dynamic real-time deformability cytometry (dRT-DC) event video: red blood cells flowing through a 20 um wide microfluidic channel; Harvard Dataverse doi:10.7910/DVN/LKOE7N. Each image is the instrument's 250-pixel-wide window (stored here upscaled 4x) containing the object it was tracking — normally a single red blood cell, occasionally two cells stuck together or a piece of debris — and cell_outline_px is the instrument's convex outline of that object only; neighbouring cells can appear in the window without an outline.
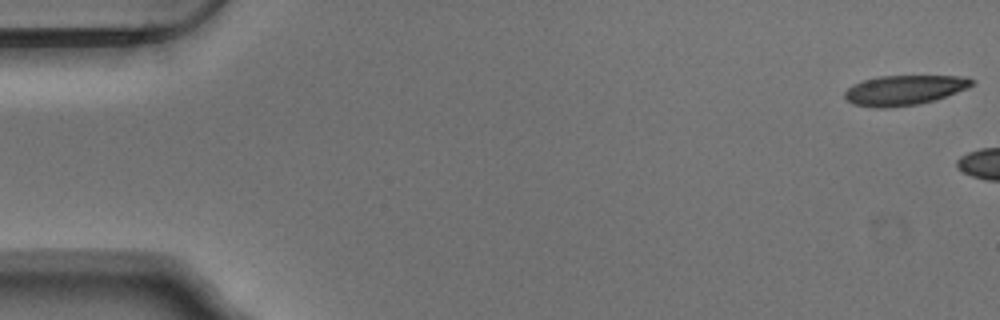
{"species": "Egyptian fruit bat (a non-hibernating species)", "species_latin": "Rousettus aegyptiacus", "temperature_condition": "warm", "stored_images_in_passage": 5, "camera_frame_rate_fps": 3000, "um_per_image_px": 0.085, "animal": {"sex": "male"}, "frame": {"image": 1, "passage_image": 1, "time_ms": 0.0, "image_size_px": [1000, 320], "cell_outline_px": [[976, 80], [968, 88], [936, 100], [920, 104], [888, 108], [872, 108], [852, 104], [844, 96], [844, 92], [852, 84], [864, 80], [880, 76], [964, 76]], "centroid_in_image_um": [76.86, 7.67], "position_along_channel_um": 8.1, "area_um2": 22.37}}